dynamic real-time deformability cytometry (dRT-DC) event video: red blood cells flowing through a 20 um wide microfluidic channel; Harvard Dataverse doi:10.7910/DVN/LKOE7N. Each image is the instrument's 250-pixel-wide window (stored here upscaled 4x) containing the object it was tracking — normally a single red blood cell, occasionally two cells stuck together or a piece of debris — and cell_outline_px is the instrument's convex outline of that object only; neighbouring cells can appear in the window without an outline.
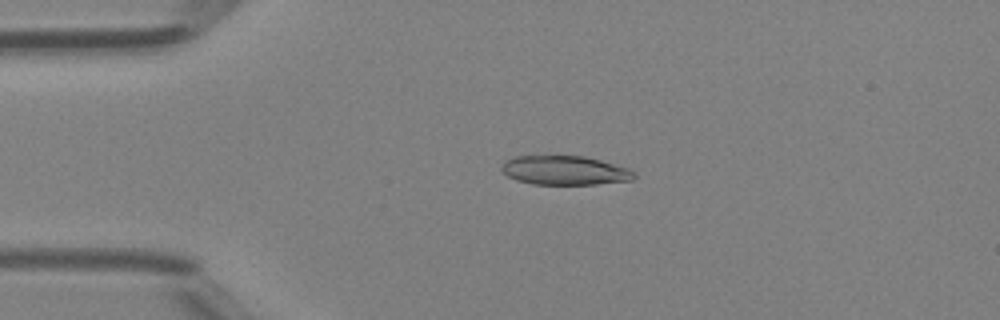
{"species": "Egyptian fruit bat (a non-hibernating species)", "species_latin": "Rousettus aegyptiacus", "temperature_condition": "room temperature", "stored_images_in_passage": 48, "camera_frame_rate_fps": 3000, "um_per_image_px": 0.085, "animal": {"sex": "female"}, "frame": {"image": 1, "passage_image": 11, "time_ms": 3.333, "image_size_px": [1000, 320], "cell_outline_px": [[636, 176], [632, 180], [596, 184], [532, 184], [516, 180], [508, 176], [500, 168], [500, 164], [504, 160], [516, 156], [584, 156], [600, 160], [628, 168], [636, 172]], "centroid_in_image_um": [47.99, 14.48], "position_along_channel_um": 37.0, "area_um2": 22.54}}
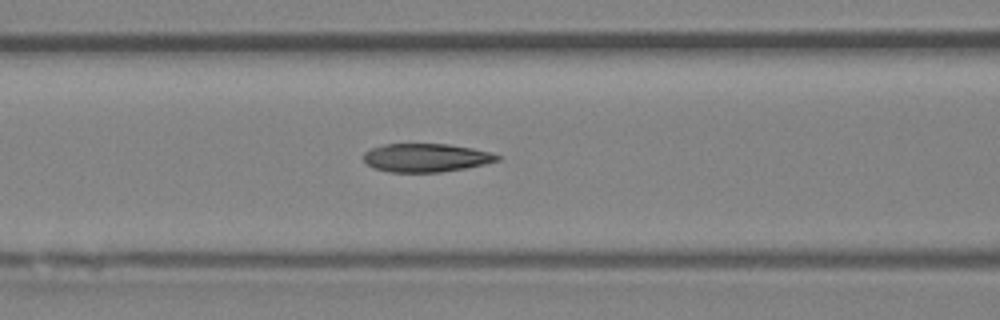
{"frame": {"image": 2, "passage_image": 20, "time_ms": 6.333, "image_size_px": [1000, 320], "cell_outline_px": [[500, 160], [484, 164], [464, 168], [440, 172], [388, 172], [372, 168], [364, 160], [364, 152], [372, 148], [384, 144], [448, 144], [472, 148], [492, 152], [500, 156]], "centroid_in_image_um": [36.21, 13.4], "position_along_channel_um": 130.4, "area_um2": 22.14}}
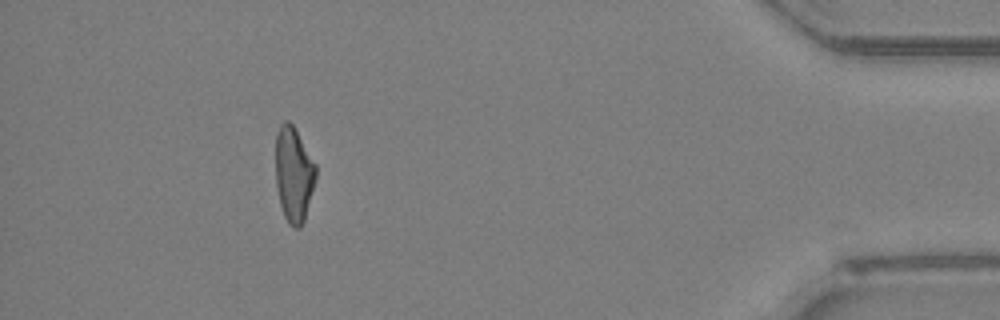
{"frame": {"image": 3, "passage_image": 44, "time_ms": 14.333, "image_size_px": [1000, 320], "cell_outline_px": [[316, 180], [304, 220], [300, 228], [296, 228], [288, 224], [284, 216], [280, 204], [276, 184], [276, 132], [280, 124], [284, 120], [288, 120], [292, 124], [316, 164]], "centroid_in_image_um": [24.96, 14.82], "position_along_channel_um": 410.2, "area_um2": 22.31}, "authors_computed_cell_mechanics": {"area_um2": 22.9466, "velocity_mm_per_s": 4.2411, "shape_relaxation_time_tau1_ms": 9.2677, "shape_relaxation_time_tau2_ms": 2.4583, "deformation_change_tau1": 0.2583, "deformation_change_tau2": 0.097}}